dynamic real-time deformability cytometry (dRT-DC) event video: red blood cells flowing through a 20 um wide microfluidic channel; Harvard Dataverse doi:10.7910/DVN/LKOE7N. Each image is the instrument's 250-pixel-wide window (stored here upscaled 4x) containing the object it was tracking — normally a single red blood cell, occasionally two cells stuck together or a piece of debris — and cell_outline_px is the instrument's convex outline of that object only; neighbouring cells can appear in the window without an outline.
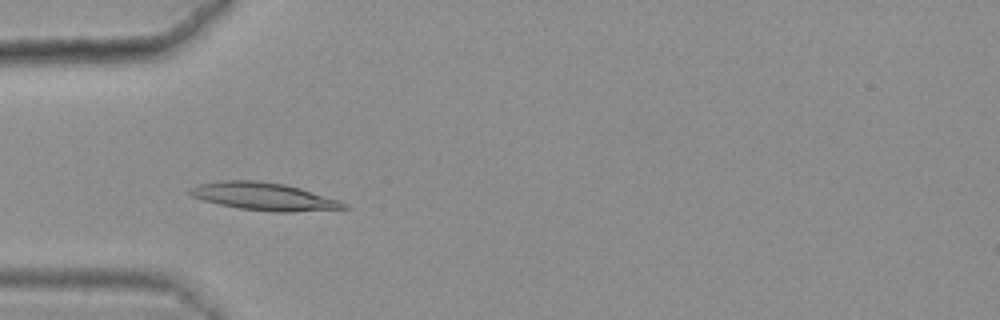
{"species": "common noctule bat (a hibernating species)", "species_latin": "Nyctalus noctula", "temperature_condition": "warm", "stored_images_in_passage": 43, "camera_frame_rate_fps": 3000, "um_per_image_px": 0.085, "animal": {"sex": "female", "body_mass_g": 25.1}, "frame": {"image": 1, "passage_image": 14, "time_ms": 4.333, "image_size_px": [1000, 320], "cell_outline_px": [[352, 208], [292, 212], [272, 212], [240, 208], [220, 204], [204, 200], [192, 196], [188, 192], [188, 188], [200, 184], [224, 180], [256, 180], [284, 184], [300, 188], [340, 200], [348, 204]], "centroid_in_image_um": [22.48, 16.7], "position_along_channel_um": 62.5, "area_um2": 24.8}}
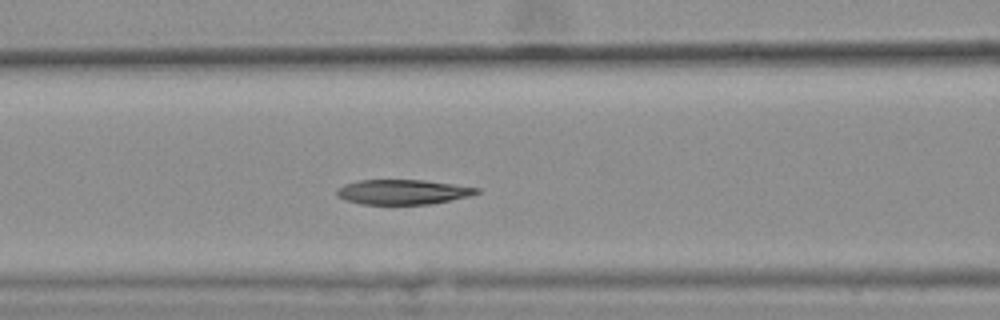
{"frame": {"image": 2, "passage_image": 20, "time_ms": 6.333, "image_size_px": [1000, 320], "cell_outline_px": [[480, 192], [472, 196], [428, 204], [360, 204], [344, 200], [336, 196], [336, 188], [344, 184], [360, 180], [424, 180], [480, 188]], "centroid_in_image_um": [34.2, 16.32], "position_along_channel_um": 132.4, "area_um2": 20.35}}
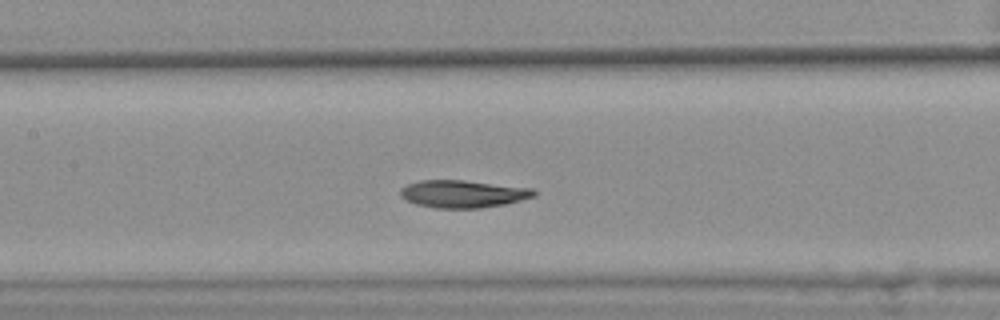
{"frame": {"image": 3, "passage_image": 23, "time_ms": 7.333, "image_size_px": [1000, 320], "cell_outline_px": [[536, 196], [504, 204], [480, 208], [436, 208], [416, 204], [404, 200], [400, 196], [400, 188], [408, 184], [420, 180], [464, 180], [532, 188], [536, 192]], "centroid_in_image_um": [39.32, 16.48], "position_along_channel_um": 168.1, "area_um2": 21.44}, "authors_computed_cell_mechanics": {"area_um2": 21.5594, "velocity_mm_per_s": 3.581, "shape_relaxation_time_tau1_ms": 5.7362, "shape_relaxation_time_tau2_ms": 5.3235, "deformation_change_tau1": 0.1873, "deformation_change_tau2": 0.0795}}